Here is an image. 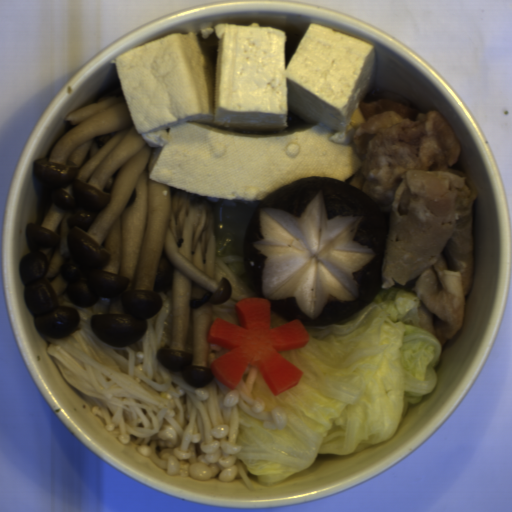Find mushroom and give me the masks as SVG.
<instances>
[{
    "label": "mushroom",
    "instance_id": "mushroom-1",
    "mask_svg": "<svg viewBox=\"0 0 512 512\" xmlns=\"http://www.w3.org/2000/svg\"><path fill=\"white\" fill-rule=\"evenodd\" d=\"M390 220L345 180L308 176L260 201L243 240L244 274L280 317L347 319L383 289Z\"/></svg>",
    "mask_w": 512,
    "mask_h": 512
}]
</instances>
